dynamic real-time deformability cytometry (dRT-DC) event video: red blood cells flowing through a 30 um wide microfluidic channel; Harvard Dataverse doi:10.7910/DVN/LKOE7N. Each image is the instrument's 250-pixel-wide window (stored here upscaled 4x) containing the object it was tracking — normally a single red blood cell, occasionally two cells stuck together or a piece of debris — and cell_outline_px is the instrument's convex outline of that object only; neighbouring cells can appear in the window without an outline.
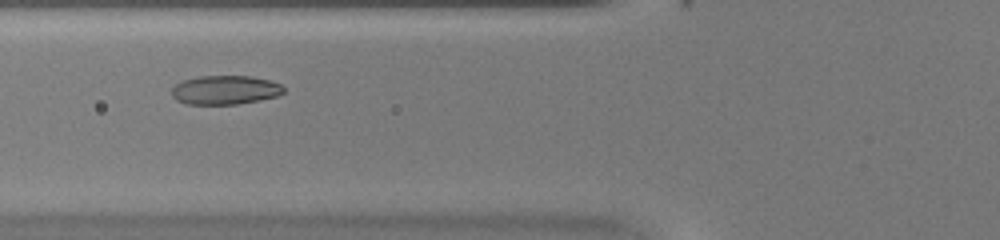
{"species": "common noctule bat (a hibernating species)", "species_latin": "Nyctalus noctula", "temperature_condition": "warm", "stored_images_in_passage": 36, "camera_frame_rate_fps": 3000, "um_per_image_px": 0.085, "animal": {"sex": "female", "body_mass_g": 20.0, "forearm_length_mm": 54.0}, "frame": {"image": 1, "passage_image": 8, "time_ms": 2.333, "image_size_px": [1000, 240], "cell_outline_px": [[284, 92], [276, 96], [260, 100], [236, 104], [184, 104], [176, 100], [172, 96], [172, 88], [176, 84], [184, 80], [200, 76], [248, 76], [268, 80], [280, 84], [284, 88]], "centroid_in_image_um": [19.11, 7.65], "position_along_channel_um": 106.7, "area_um2": 18.79}}
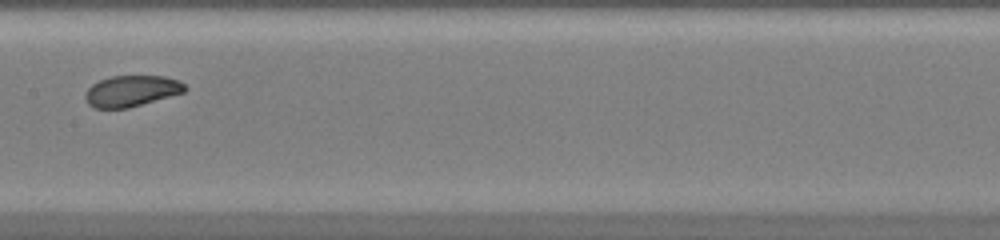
{"frame": {"image": 2, "passage_image": 14, "time_ms": 4.333, "image_size_px": [1000, 240], "cell_outline_px": [[188, 88], [184, 92], [128, 108], [96, 108], [88, 104], [84, 100], [84, 92], [92, 84], [100, 80], [112, 76], [164, 76], [180, 80]], "centroid_in_image_um": [11.16, 7.73], "position_along_channel_um": 196.2, "area_um2": 18.09}}
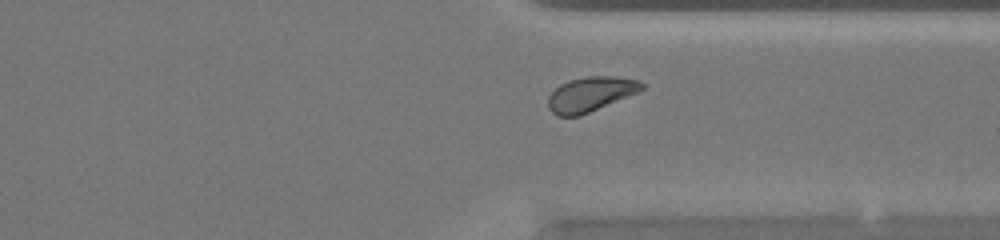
{"frame": {"image": 3, "passage_image": 25, "time_ms": 8.0, "image_size_px": [1000, 240], "cell_outline_px": [[644, 88], [640, 92], [580, 116], [556, 116], [548, 108], [548, 96], [560, 84], [568, 80], [588, 76], [616, 76], [640, 80], [644, 84]], "centroid_in_image_um": [50.22, 8.0], "position_along_channel_um": 361.2, "area_um2": 19.19}}